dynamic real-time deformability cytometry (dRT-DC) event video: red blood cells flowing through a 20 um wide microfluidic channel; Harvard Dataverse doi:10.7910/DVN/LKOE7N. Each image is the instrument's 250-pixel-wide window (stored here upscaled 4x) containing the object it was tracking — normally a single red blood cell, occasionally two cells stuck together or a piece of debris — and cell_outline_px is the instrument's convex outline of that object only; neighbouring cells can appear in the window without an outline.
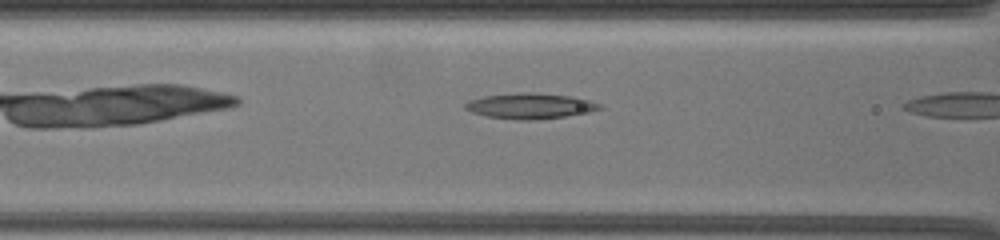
{"species": "common noctule bat (a hibernating species)", "species_latin": "Nyctalus noctula", "temperature_condition": "warm", "stored_images_in_passage": 5, "camera_frame_rate_fps": 3000, "um_per_image_px": 0.085, "animal": {"sex": "female", "body_mass_g": 19.5, "forearm_length_mm": 54.1}, "frame": {"image": 1, "passage_image": 4, "time_ms": 1.333, "image_size_px": [1000, 240], "cell_outline_px": [[604, 108], [588, 112], [564, 116], [532, 120], [520, 120], [488, 116], [472, 112], [464, 108], [464, 104], [468, 100], [484, 96], [520, 92], [536, 92], [572, 96], [588, 100], [600, 104]], "centroid_in_image_um": [45.05, 8.99], "position_along_channel_um": 121.5, "area_um2": 19.94}}